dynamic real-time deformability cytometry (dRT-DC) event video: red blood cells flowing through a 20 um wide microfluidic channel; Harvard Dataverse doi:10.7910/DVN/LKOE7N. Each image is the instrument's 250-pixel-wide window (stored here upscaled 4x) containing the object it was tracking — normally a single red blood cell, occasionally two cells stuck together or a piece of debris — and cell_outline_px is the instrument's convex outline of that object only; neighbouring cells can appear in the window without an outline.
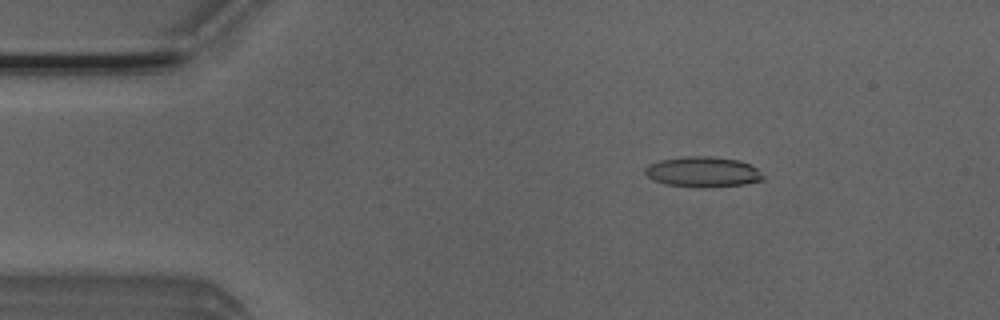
{"species": "Egyptian fruit bat (a non-hibernating species)", "species_latin": "Rousettus aegyptiacus", "temperature_condition": "room temperature", "stored_images_in_passage": 50, "camera_frame_rate_fps": 3000, "um_per_image_px": 0.085, "animal": {"sex": "male"}, "frame": {"image": 1, "passage_image": 7, "time_ms": 2.0, "image_size_px": [1000, 320], "cell_outline_px": [[764, 180], [744, 184], [704, 188], [668, 184], [652, 180], [644, 172], [644, 168], [648, 164], [660, 160], [684, 156], [712, 156], [740, 160], [756, 168], [764, 176]], "centroid_in_image_um": [59.73, 14.6], "position_along_channel_um": 25.3, "area_um2": 20.98}}
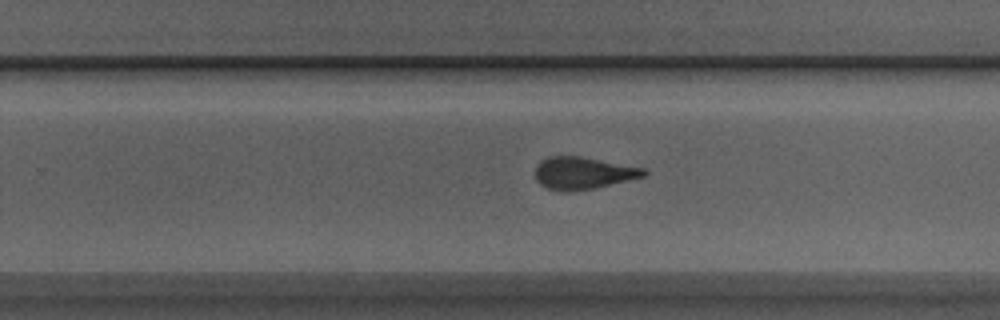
{"frame": {"image": 2, "passage_image": 31, "time_ms": 10.0, "image_size_px": [1000, 320], "cell_outline_px": [[648, 172], [644, 176], [596, 188], [568, 192], [548, 188], [540, 184], [536, 180], [536, 164], [540, 160], [548, 156], [580, 156], [644, 168]], "centroid_in_image_um": [49.53, 14.7], "position_along_channel_um": 280.3, "area_um2": 20.35}}
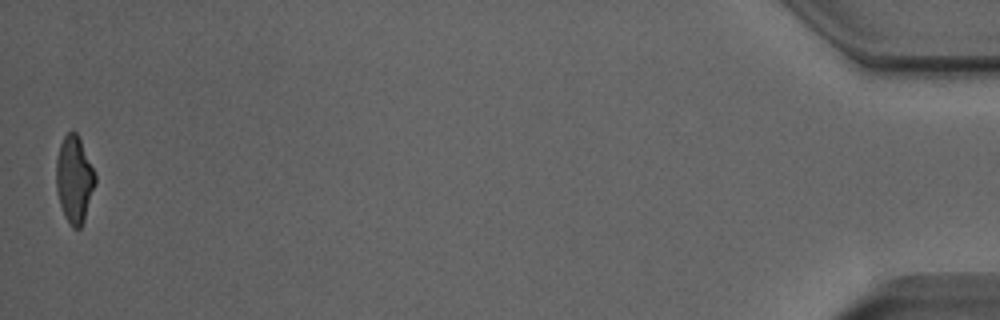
{"frame": {"image": 3, "passage_image": 50, "time_ms": 16.333, "image_size_px": [1000, 320], "cell_outline_px": [[96, 184], [84, 220], [80, 228], [72, 228], [64, 216], [56, 192], [56, 160], [60, 144], [64, 136], [72, 128], [76, 132], [80, 140], [96, 176]], "centroid_in_image_um": [6.3, 15.26], "position_along_channel_um": 428.9, "area_um2": 19.77}, "authors_computed_cell_mechanics": {"area_um2": 20.7791, "velocity_mm_per_s": 3.9574, "shape_relaxation_time_tau1_ms": null, "shape_relaxation_time_tau2_ms": 1.4761, "deformation_change_tau1": null, "deformation_change_tau2": 0.1044}}